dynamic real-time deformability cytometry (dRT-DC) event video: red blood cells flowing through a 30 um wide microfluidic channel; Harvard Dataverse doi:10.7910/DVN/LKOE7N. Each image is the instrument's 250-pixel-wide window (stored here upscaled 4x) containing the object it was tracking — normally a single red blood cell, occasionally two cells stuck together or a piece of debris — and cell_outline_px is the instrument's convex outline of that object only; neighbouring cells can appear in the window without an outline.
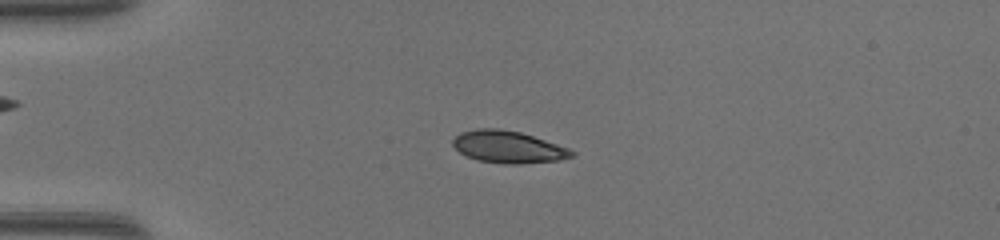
{"species": "common noctule bat (a hibernating species)", "species_latin": "Nyctalus noctula", "temperature_condition": "warm", "stored_images_in_passage": 49, "camera_frame_rate_fps": 3000, "um_per_image_px": 0.085, "animal": {"sex": "female", "body_mass_g": 17.0, "forearm_length_mm": 48.0}, "frame": {"image": 1, "passage_image": 13, "time_ms": 4.0, "image_size_px": [1000, 240], "cell_outline_px": [[576, 156], [560, 160], [520, 164], [504, 164], [476, 160], [460, 152], [452, 144], [452, 140], [460, 132], [476, 128], [500, 128], [520, 132], [568, 148], [576, 152]], "centroid_in_image_um": [43.19, 12.49], "position_along_channel_um": 41.8, "area_um2": 22.31}}
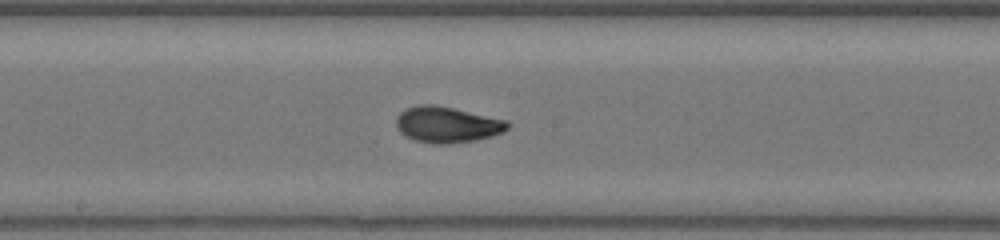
{"frame": {"image": 2, "passage_image": 27, "time_ms": 8.667, "image_size_px": [1000, 240], "cell_outline_px": [[512, 124], [504, 132], [492, 136], [476, 140], [448, 144], [432, 144], [412, 140], [400, 132], [396, 128], [396, 116], [404, 108], [420, 104], [432, 104], [452, 108], [508, 120]], "centroid_in_image_um": [37.99, 10.6], "position_along_channel_um": 210.2, "area_um2": 23.7}}
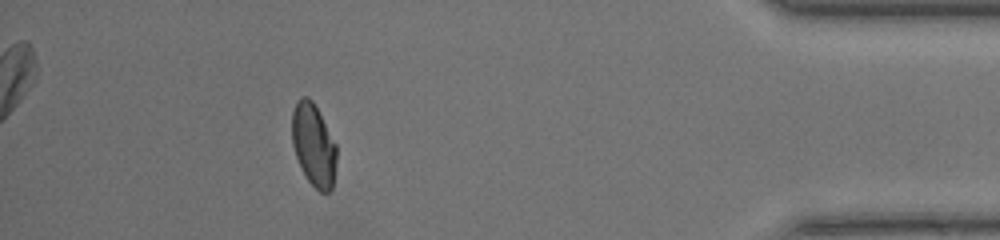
{"frame": {"image": 3, "passage_image": 44, "time_ms": 14.333, "image_size_px": [1000, 240], "cell_outline_px": [[336, 164], [332, 188], [328, 192], [320, 192], [308, 180], [300, 168], [292, 144], [292, 112], [296, 100], [300, 96], [308, 96], [312, 100], [336, 144]], "centroid_in_image_um": [26.64, 12.31], "position_along_channel_um": 408.6, "area_um2": 21.44}, "authors_computed_cell_mechanics": {"area_um2": 21.9062, "velocity_mm_per_s": 4.3627, "shape_relaxation_time_tau1_ms": 4.0802, "shape_relaxation_time_tau2_ms": null, "deformation_change_tau1": 0.2038, "deformation_change_tau2": null}}